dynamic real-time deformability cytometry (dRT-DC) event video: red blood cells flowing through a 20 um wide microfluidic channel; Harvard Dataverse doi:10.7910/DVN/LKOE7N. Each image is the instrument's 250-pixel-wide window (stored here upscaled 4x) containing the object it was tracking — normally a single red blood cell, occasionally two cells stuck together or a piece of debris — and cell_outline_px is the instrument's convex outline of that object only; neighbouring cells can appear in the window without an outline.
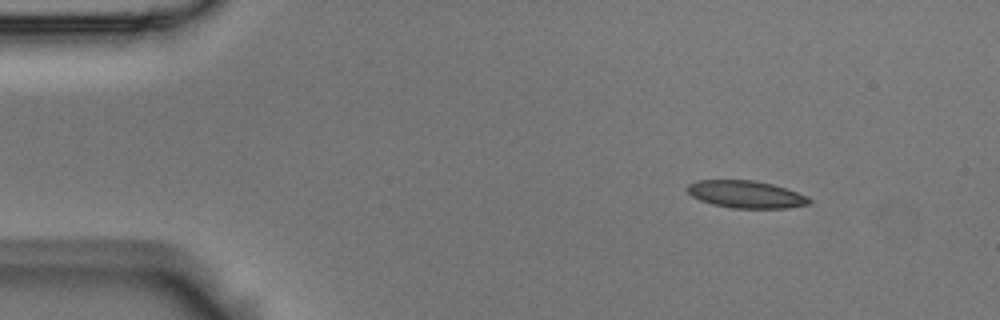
{"species": "Egyptian fruit bat (a non-hibernating species)", "species_latin": "Rousettus aegyptiacus", "temperature_condition": "room temperature", "stored_images_in_passage": 4, "camera_frame_rate_fps": 3000, "um_per_image_px": 0.085, "animal": {"sex": "male"}, "frame": {"image": 1, "passage_image": 1, "time_ms": 0.0, "image_size_px": [1000, 320], "cell_outline_px": [[812, 204], [788, 208], [732, 208], [712, 204], [700, 200], [692, 196], [684, 188], [688, 184], [696, 180], [752, 180], [772, 184], [808, 196], [812, 200]], "centroid_in_image_um": [63.4, 16.52], "position_along_channel_um": 21.6, "area_um2": 19.54}}
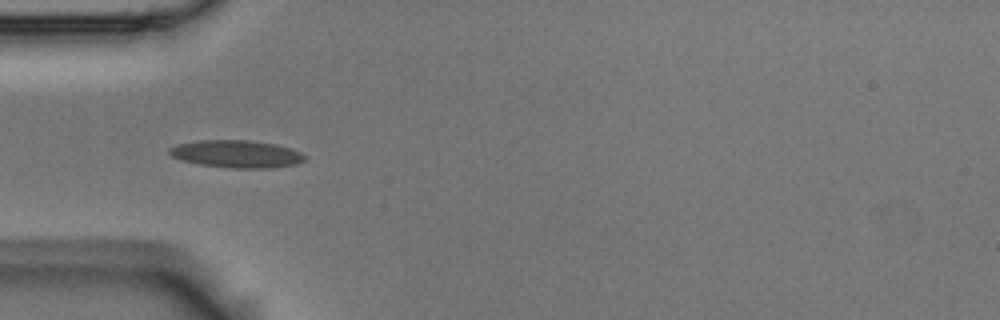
{"frame": {"image": 2, "passage_image": 3, "time_ms": 0.667, "image_size_px": [1000, 320], "cell_outline_px": [[304, 160], [296, 164], [268, 168], [232, 168], [200, 164], [180, 160], [172, 156], [168, 152], [168, 148], [176, 144], [200, 140], [248, 140], [276, 144], [300, 152], [304, 156]], "centroid_in_image_um": [20.05, 13.08], "position_along_channel_um": 64.9, "area_um2": 21.56}}
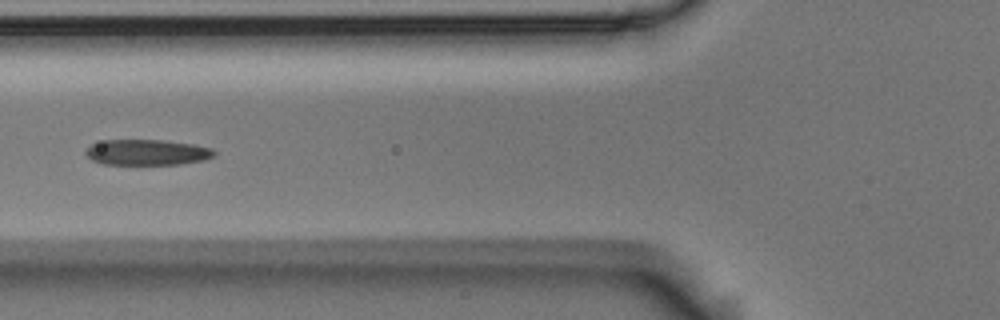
{"frame": {"image": 3, "passage_image": 4, "time_ms": 1.0, "image_size_px": [1000, 320], "cell_outline_px": [[216, 152], [212, 156], [204, 160], [180, 164], [104, 164], [92, 160], [84, 152], [92, 144], [104, 140], [164, 140], [196, 144], [212, 148]], "centroid_in_image_um": [12.52, 12.94], "position_along_channel_um": 113.3, "area_um2": 19.19}}